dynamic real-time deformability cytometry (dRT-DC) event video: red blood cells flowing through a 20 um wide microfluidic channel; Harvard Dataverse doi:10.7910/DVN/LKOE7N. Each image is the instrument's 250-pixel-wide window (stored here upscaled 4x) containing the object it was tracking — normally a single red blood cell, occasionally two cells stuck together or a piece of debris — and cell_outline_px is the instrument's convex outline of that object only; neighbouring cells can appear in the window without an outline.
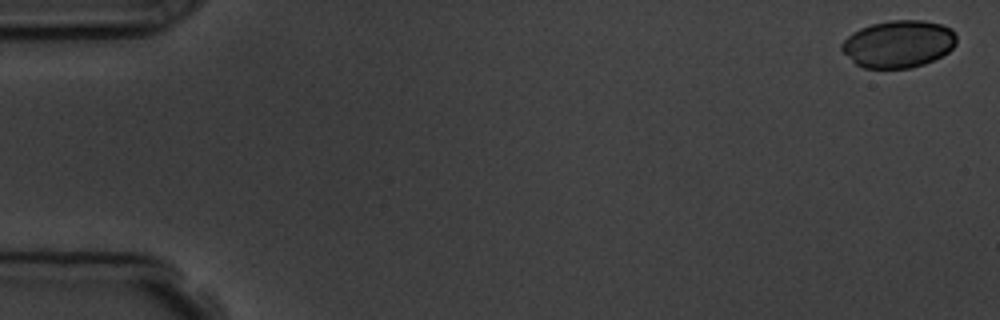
{"species": "common noctule bat (a hibernating species)", "species_latin": "Nyctalus noctula", "temperature_condition": "room temperature", "stored_images_in_passage": 7, "camera_frame_rate_fps": 3000, "um_per_image_px": 0.085, "animal": {"sex": "male", "body_mass_g": 19.5, "forearm_length_mm": 54.6}, "frame": {"image": 1, "passage_image": 1, "time_ms": 0.0, "image_size_px": [1000, 320], "cell_outline_px": [[956, 44], [948, 52], [924, 64], [912, 68], [864, 68], [856, 64], [840, 48], [840, 44], [852, 32], [860, 28], [872, 24], [892, 20], [924, 20], [940, 24], [952, 28], [956, 36]], "centroid_in_image_um": [76.37, 3.73], "position_along_channel_um": 8.6, "area_um2": 31.62}}